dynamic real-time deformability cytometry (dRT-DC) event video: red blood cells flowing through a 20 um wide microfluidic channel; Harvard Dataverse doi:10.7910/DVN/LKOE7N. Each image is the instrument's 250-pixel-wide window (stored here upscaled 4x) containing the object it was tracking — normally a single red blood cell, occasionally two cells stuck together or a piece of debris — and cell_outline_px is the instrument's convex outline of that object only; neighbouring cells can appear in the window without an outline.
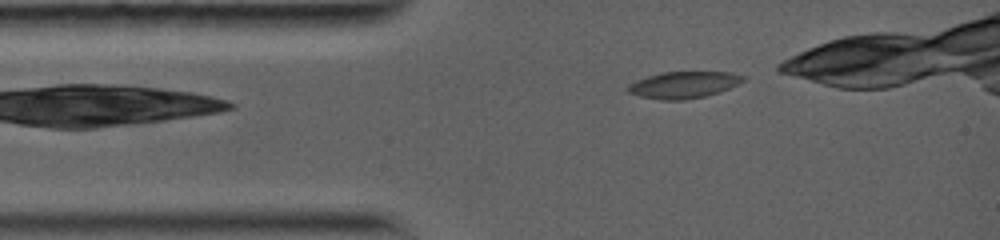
{"species": "common noctule bat (a hibernating species)", "species_latin": "Nyctalus noctula", "temperature_condition": "warm", "stored_images_in_passage": 6, "camera_frame_rate_fps": 5000, "um_per_image_px": 0.085, "animal": {"sex": "female", "body_mass_g": 19.0, "forearm_length_mm": 56.7}, "frame": {"image": 1, "passage_image": 1, "time_ms": 0.0, "image_size_px": [1000, 240], "cell_outline_px": [[748, 80], [740, 84], [720, 92], [704, 96], [684, 100], [660, 100], [640, 96], [628, 92], [624, 88], [628, 84], [636, 80], [648, 76], [664, 72], [732, 72], [744, 76]], "centroid_in_image_um": [58.13, 7.21], "position_along_channel_um": 26.9, "area_um2": 18.15}}
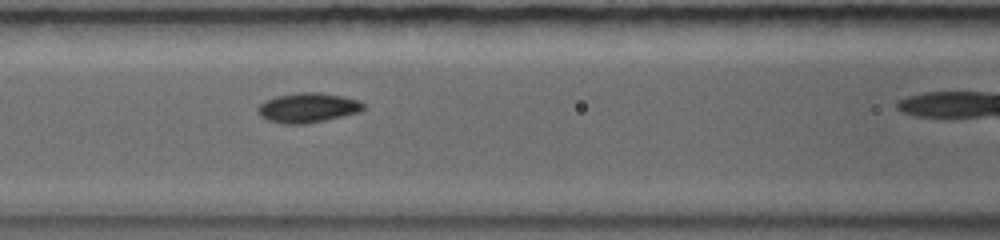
{"frame": {"image": 2, "passage_image": 5, "time_ms": 3.4, "image_size_px": [1000, 240], "cell_outline_px": [[364, 108], [360, 112], [324, 120], [304, 124], [284, 124], [268, 120], [260, 116], [256, 112], [256, 108], [264, 100], [276, 96], [300, 92], [316, 92], [340, 96], [356, 100], [364, 104]], "centroid_in_image_um": [26.09, 9.16], "position_along_channel_um": 140.5, "area_um2": 18.15}}
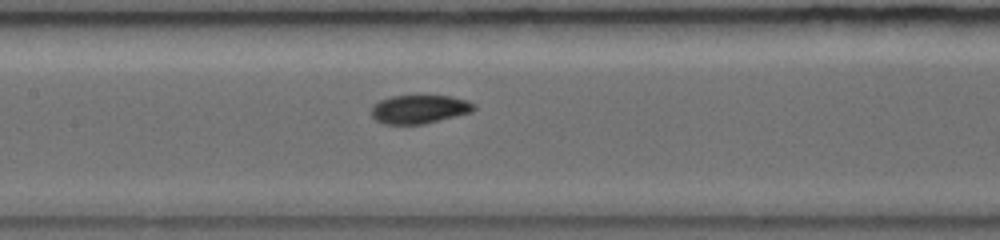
{"frame": {"image": 3, "passage_image": 6, "time_ms": 4.2, "image_size_px": [1000, 240], "cell_outline_px": [[476, 108], [472, 112], [424, 124], [384, 124], [376, 120], [372, 116], [372, 104], [380, 100], [392, 96], [452, 96], [468, 100], [476, 104]], "centroid_in_image_um": [35.67, 9.28], "position_along_channel_um": 171.7, "area_um2": 17.17}}